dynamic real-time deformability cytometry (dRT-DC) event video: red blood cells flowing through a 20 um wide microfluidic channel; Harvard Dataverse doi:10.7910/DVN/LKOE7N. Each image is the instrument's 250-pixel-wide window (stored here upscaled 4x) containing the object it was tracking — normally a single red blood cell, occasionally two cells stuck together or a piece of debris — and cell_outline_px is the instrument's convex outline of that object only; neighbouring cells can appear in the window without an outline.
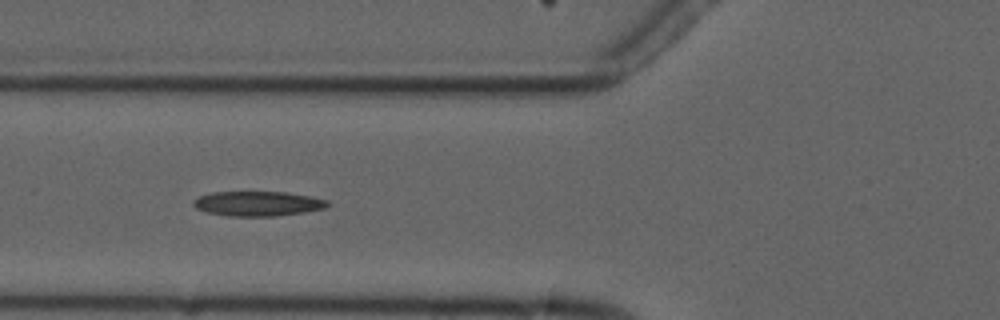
{"species": "common noctule bat (a hibernating species)", "species_latin": "Nyctalus noctula", "temperature_condition": "cold", "stored_images_in_passage": 10, "camera_frame_rate_fps": 3000, "um_per_image_px": 0.085, "animal": {"sex": "male", "forearm_length_mm": 52.5}, "frame": {"image": 1, "passage_image": 6, "time_ms": 5.667, "image_size_px": [1000, 320], "cell_outline_px": [[332, 204], [324, 208], [304, 212], [276, 216], [228, 216], [204, 212], [196, 208], [192, 204], [192, 200], [200, 196], [212, 192], [288, 192], [328, 200]], "centroid_in_image_um": [21.89, 17.31], "position_along_channel_um": 103.9, "area_um2": 19.48}}
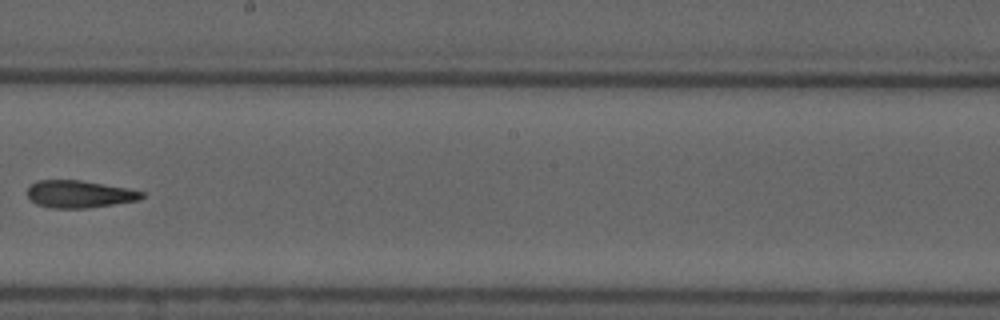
{"frame": {"image": 2, "passage_image": 9, "time_ms": 9.333, "image_size_px": [1000, 320], "cell_outline_px": [[144, 196], [140, 200], [88, 208], [52, 208], [36, 204], [28, 196], [28, 188], [36, 180], [80, 180], [128, 188], [144, 192]], "centroid_in_image_um": [6.76, 16.5], "position_along_channel_um": 241.4, "area_um2": 18.21}}
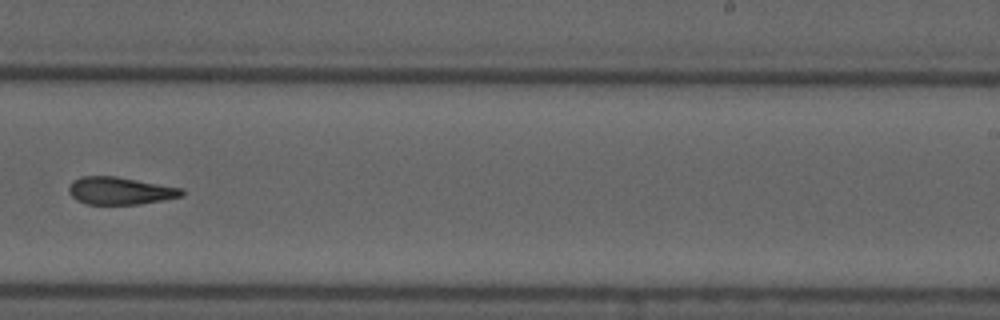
{"frame": {"image": 3, "passage_image": 10, "time_ms": 10.333, "image_size_px": [1000, 320], "cell_outline_px": [[184, 196], [164, 200], [140, 204], [84, 204], [76, 200], [68, 192], [68, 188], [72, 180], [80, 176], [116, 176], [184, 188]], "centroid_in_image_um": [10.21, 16.21], "position_along_channel_um": 278.8, "area_um2": 18.38}}